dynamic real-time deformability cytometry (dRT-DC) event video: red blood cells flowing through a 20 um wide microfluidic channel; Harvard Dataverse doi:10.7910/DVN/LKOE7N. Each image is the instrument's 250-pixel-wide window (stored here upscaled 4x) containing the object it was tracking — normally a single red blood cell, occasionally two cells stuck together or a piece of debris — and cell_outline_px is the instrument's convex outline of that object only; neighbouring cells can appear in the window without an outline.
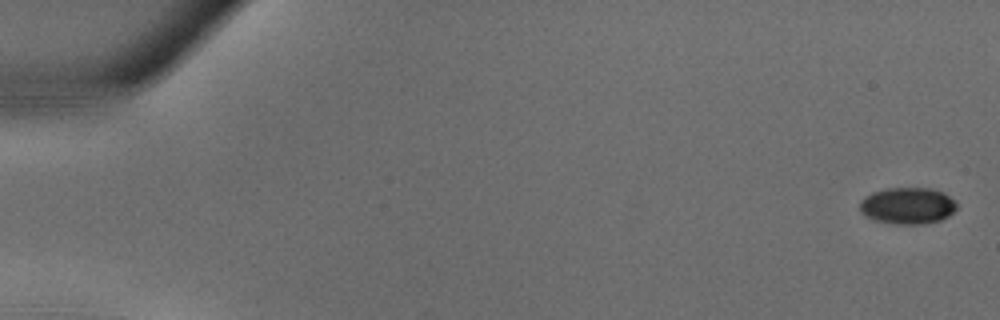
{"species": "common noctule bat (a hibernating species)", "species_latin": "Nyctalus noctula", "temperature_condition": "warm", "stored_images_in_passage": 37, "camera_frame_rate_fps": 3000, "um_per_image_px": 0.085, "animal": {"sex": "male", "body_mass_g": 18.8}, "frame": {"image": 1, "passage_image": 1, "time_ms": 0.0, "image_size_px": [1000, 320], "cell_outline_px": [[956, 208], [948, 216], [940, 220], [924, 224], [896, 224], [876, 220], [860, 212], [860, 200], [864, 196], [872, 192], [888, 188], [932, 188], [944, 192], [956, 204]], "centroid_in_image_um": [77.13, 17.48], "position_along_channel_um": 7.9, "area_um2": 20.58}}
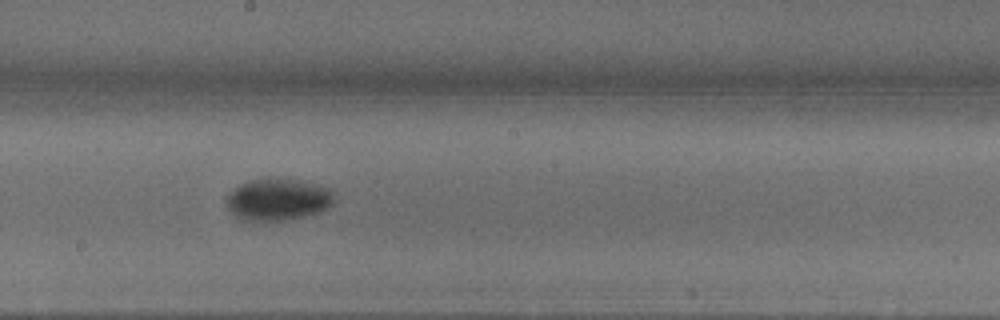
{"frame": {"image": 2, "passage_image": 21, "time_ms": 6.667, "image_size_px": [1000, 320], "cell_outline_px": [[332, 204], [328, 208], [320, 212], [288, 220], [264, 224], [260, 224], [244, 220], [236, 216], [228, 208], [228, 196], [240, 184], [252, 180], [300, 180], [332, 188]], "centroid_in_image_um": [23.65, 17.02], "position_along_channel_um": 224.6, "area_um2": 26.3}}
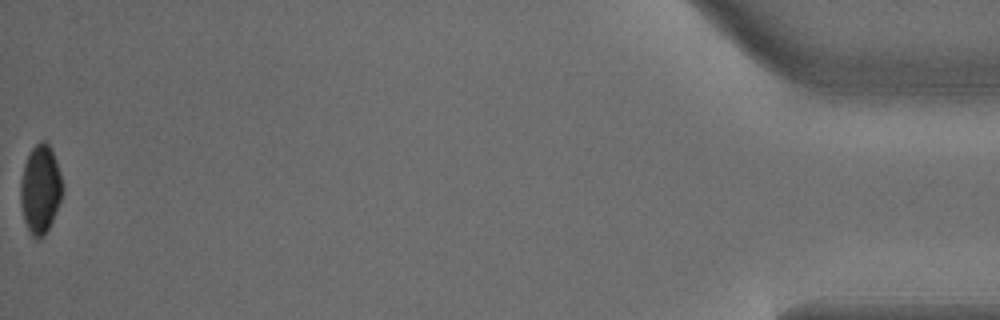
{"frame": {"image": 3, "passage_image": 37, "time_ms": 12.0, "image_size_px": [1000, 320], "cell_outline_px": [[64, 188], [60, 200], [52, 220], [44, 236], [40, 240], [36, 240], [28, 232], [24, 220], [20, 204], [20, 180], [24, 164], [32, 148], [40, 140], [44, 140], [48, 144], [56, 160], [60, 172]], "centroid_in_image_um": [3.41, 16.11], "position_along_channel_um": 431.8, "area_um2": 21.79}}